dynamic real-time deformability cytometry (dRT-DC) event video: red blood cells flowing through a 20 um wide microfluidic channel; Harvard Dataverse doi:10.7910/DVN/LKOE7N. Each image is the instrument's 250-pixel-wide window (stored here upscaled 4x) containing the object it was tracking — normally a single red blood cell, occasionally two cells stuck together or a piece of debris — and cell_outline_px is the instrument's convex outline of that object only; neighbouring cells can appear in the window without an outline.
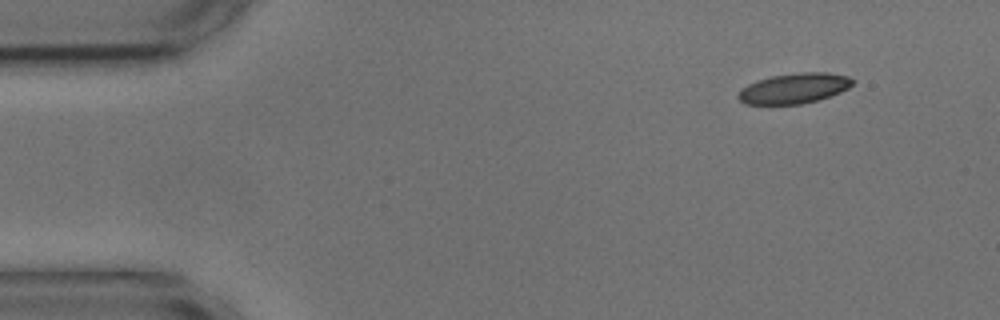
{"species": "common noctule bat (a hibernating species)", "species_latin": "Nyctalus noctula", "temperature_condition": "cold", "stored_images_in_passage": 51, "camera_frame_rate_fps": 3000, "um_per_image_px": 0.085, "animal": {"sex": "male", "body_mass_g": 17.9, "forearm_length_mm": 54.2}, "frame": {"image": 1, "passage_image": 1, "time_ms": 0.0, "image_size_px": [1000, 320], "cell_outline_px": [[856, 80], [848, 88], [840, 92], [816, 100], [800, 104], [744, 104], [736, 96], [748, 84], [756, 80], [772, 76], [800, 72], [828, 72], [848, 76]], "centroid_in_image_um": [67.51, 7.5], "position_along_channel_um": 17.5, "area_um2": 20.06}}
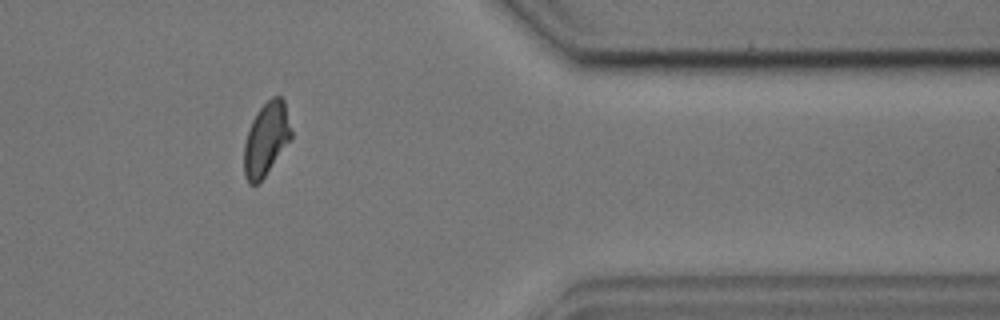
{"frame": {"image": 2, "passage_image": 41, "time_ms": 13.333, "image_size_px": [1000, 320], "cell_outline_px": [[292, 136], [260, 184], [248, 184], [244, 176], [244, 144], [252, 120], [260, 108], [272, 96], [280, 96], [284, 100], [292, 132]], "centroid_in_image_um": [22.61, 11.85], "position_along_channel_um": 388.8, "area_um2": 20.0}}
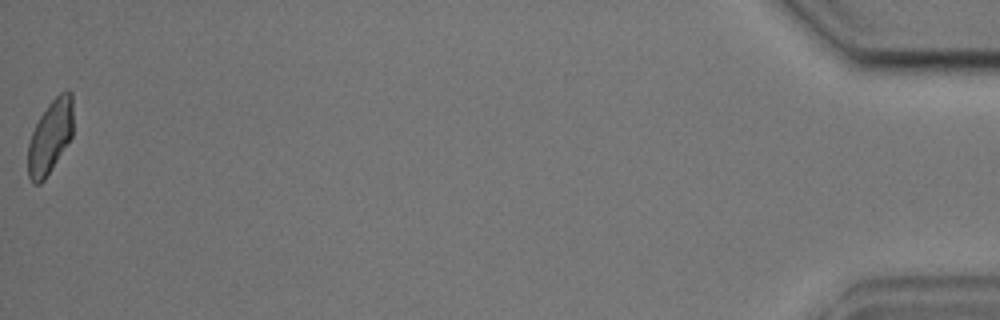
{"frame": {"image": 3, "passage_image": 51, "time_ms": 16.667, "image_size_px": [1000, 320], "cell_outline_px": [[72, 136], [52, 168], [44, 180], [40, 184], [32, 184], [28, 176], [28, 144], [32, 132], [40, 116], [48, 104], [60, 92], [68, 88], [72, 92]], "centroid_in_image_um": [4.26, 11.61], "position_along_channel_um": 430.9, "area_um2": 19.31}, "authors_computed_cell_mechanics": {"area_um2": 20.5768, "velocity_mm_per_s": 3.5912, "shape_relaxation_time_tau1_ms": 3.0142, "shape_relaxation_time_tau2_ms": 2.5012, "deformation_change_tau1": 0.0932, "deformation_change_tau2": 0.0769}}